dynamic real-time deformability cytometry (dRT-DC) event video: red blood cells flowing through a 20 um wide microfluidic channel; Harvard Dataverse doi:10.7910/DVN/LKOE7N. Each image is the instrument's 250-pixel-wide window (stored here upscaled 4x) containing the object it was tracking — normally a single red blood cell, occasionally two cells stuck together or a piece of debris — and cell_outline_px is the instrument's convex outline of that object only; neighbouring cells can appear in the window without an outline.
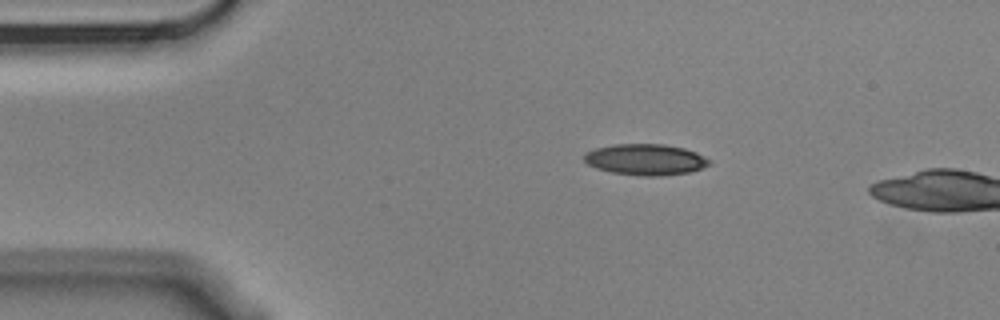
{"species": "Egyptian fruit bat (a non-hibernating species)", "species_latin": "Rousettus aegyptiacus", "temperature_condition": "cold", "stored_images_in_passage": 9, "camera_frame_rate_fps": 3000, "um_per_image_px": 0.085, "animal": {"sex": "male"}, "frame": {"image": 1, "passage_image": 2, "time_ms": 0.333, "image_size_px": [1000, 320], "cell_outline_px": [[712, 160], [704, 168], [688, 172], [660, 176], [640, 176], [612, 172], [596, 168], [588, 164], [584, 160], [584, 156], [588, 152], [596, 148], [616, 144], [664, 144], [684, 148], [696, 152]], "centroid_in_image_um": [54.9, 13.56], "position_along_channel_um": 30.1, "area_um2": 22.6}}
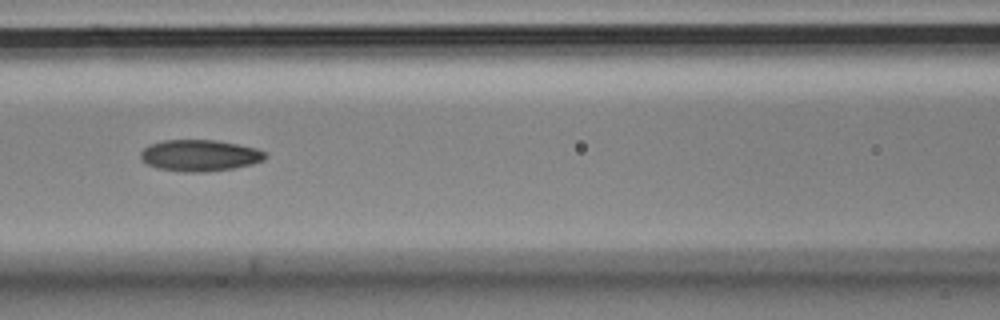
{"frame": {"image": 2, "passage_image": 6, "time_ms": 1.667, "image_size_px": [1000, 320], "cell_outline_px": [[268, 156], [264, 160], [252, 164], [232, 168], [204, 172], [184, 172], [156, 168], [148, 164], [140, 156], [140, 152], [148, 144], [164, 140], [216, 140], [256, 148], [264, 152]], "centroid_in_image_um": [16.96, 13.21], "position_along_channel_um": 149.6, "area_um2": 22.77}}
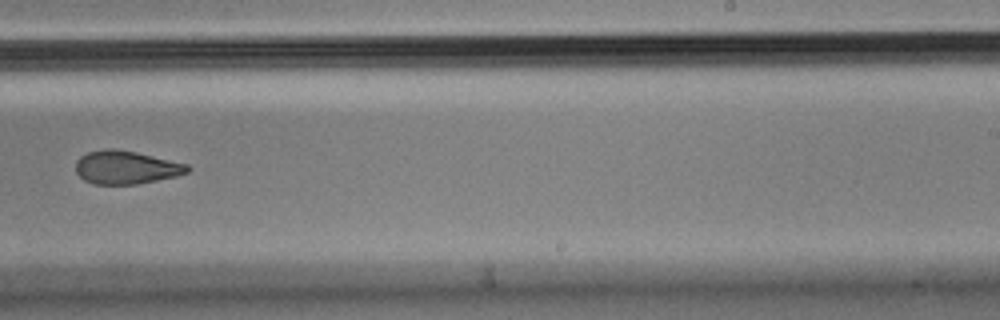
{"frame": {"image": 3, "passage_image": 9, "time_ms": 2.667, "image_size_px": [1000, 320], "cell_outline_px": [[192, 168], [188, 172], [176, 176], [136, 184], [92, 184], [84, 180], [76, 172], [76, 160], [80, 156], [88, 152], [104, 148], [112, 148], [136, 152], [188, 164]], "centroid_in_image_um": [10.7, 14.22], "position_along_channel_um": 278.3, "area_um2": 21.68}}